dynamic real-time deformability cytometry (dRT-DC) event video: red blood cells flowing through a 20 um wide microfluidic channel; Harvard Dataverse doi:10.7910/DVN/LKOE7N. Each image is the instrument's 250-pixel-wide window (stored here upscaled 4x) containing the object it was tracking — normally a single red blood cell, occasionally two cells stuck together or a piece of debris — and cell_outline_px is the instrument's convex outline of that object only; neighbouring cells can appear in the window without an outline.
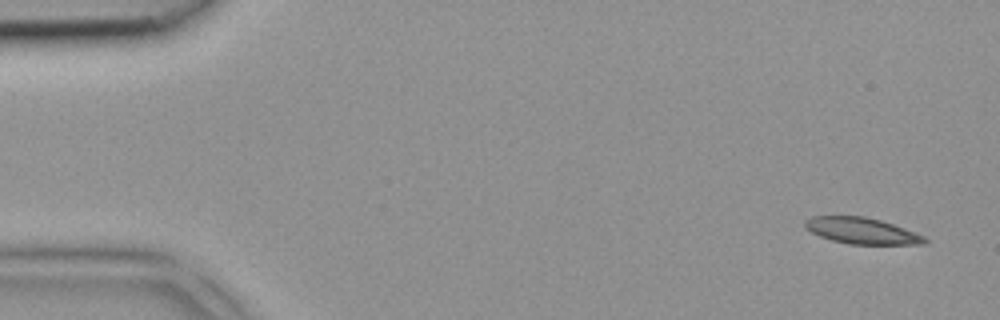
{"species": "common noctule bat (a hibernating species)", "species_latin": "Nyctalus noctula", "temperature_condition": "room temperature", "stored_images_in_passage": 4, "camera_frame_rate_fps": 3000, "um_per_image_px": 0.085, "animal": {"sex": "female", "body_mass_g": 18.4}, "frame": {"image": 1, "passage_image": 4, "time_ms": 1.0, "image_size_px": [1000, 320], "cell_outline_px": [[928, 240], [924, 244], [848, 244], [832, 240], [820, 236], [804, 228], [804, 220], [812, 216], [864, 216], [880, 220], [904, 228], [924, 236]], "centroid_in_image_um": [73.21, 19.61], "position_along_channel_um": 11.8, "area_um2": 18.21}}